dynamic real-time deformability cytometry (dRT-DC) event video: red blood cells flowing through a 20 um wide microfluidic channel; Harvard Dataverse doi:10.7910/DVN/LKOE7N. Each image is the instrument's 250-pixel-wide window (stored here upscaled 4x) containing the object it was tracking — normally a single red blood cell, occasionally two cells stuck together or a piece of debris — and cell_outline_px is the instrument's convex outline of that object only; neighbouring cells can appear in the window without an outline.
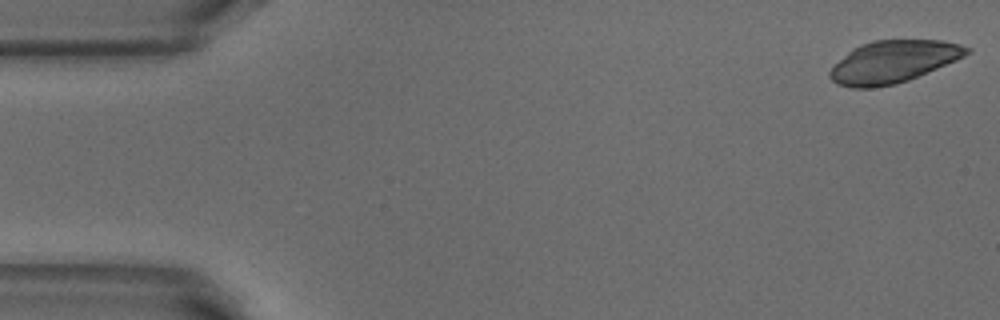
{"species": "common noctule bat (a hibernating species)", "species_latin": "Nyctalus noctula", "temperature_condition": "warm", "stored_images_in_passage": 6, "camera_frame_rate_fps": 3000, "um_per_image_px": 0.085, "animal": {"sex": "male", "body_mass_g": 18.8}, "frame": {"image": 1, "passage_image": 1, "time_ms": 0.0, "image_size_px": [1000, 320], "cell_outline_px": [[972, 52], [956, 60], [908, 80], [896, 84], [868, 88], [852, 88], [836, 84], [828, 76], [828, 72], [852, 48], [860, 44], [872, 40], [940, 40], [960, 44], [972, 48]], "centroid_in_image_um": [75.92, 5.24], "position_along_channel_um": 9.1, "area_um2": 33.58}}